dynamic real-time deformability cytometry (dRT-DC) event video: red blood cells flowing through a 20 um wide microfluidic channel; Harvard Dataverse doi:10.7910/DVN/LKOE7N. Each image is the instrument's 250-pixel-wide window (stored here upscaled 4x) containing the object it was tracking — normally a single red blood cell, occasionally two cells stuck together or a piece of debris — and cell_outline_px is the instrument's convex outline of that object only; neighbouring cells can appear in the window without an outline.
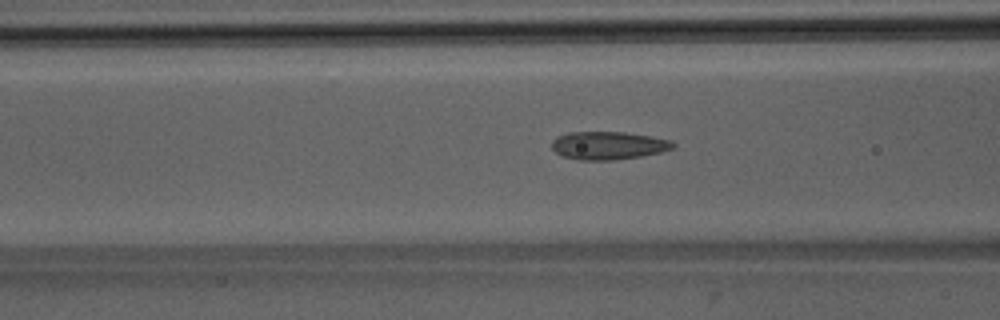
{"species": "Egyptian fruit bat (a non-hibernating species)", "species_latin": "Rousettus aegyptiacus", "temperature_condition": "room temperature", "stored_images_in_passage": 51, "camera_frame_rate_fps": 3000, "um_per_image_px": 0.085, "animal": {"sex": "male"}, "frame": {"image": 1, "passage_image": 20, "time_ms": 6.333, "image_size_px": [1000, 320], "cell_outline_px": [[676, 148], [660, 152], [640, 156], [612, 160], [580, 160], [564, 156], [556, 152], [552, 148], [552, 140], [556, 136], [568, 132], [624, 132], [652, 136], [672, 140], [676, 144]], "centroid_in_image_um": [51.73, 12.35], "position_along_channel_um": 114.9, "area_um2": 19.88}}
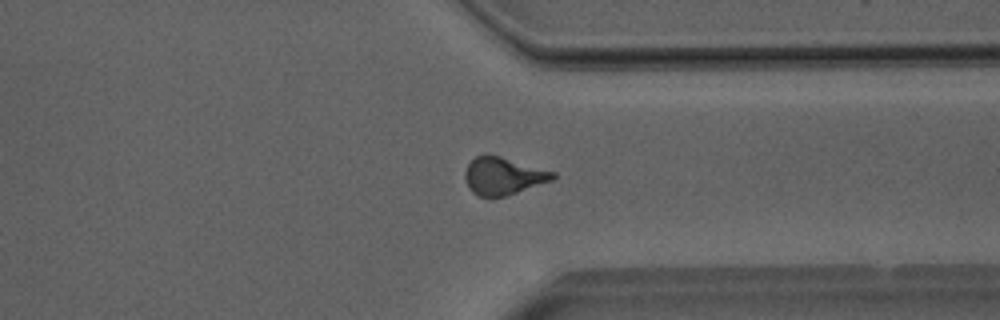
{"frame": {"image": 2, "passage_image": 39, "time_ms": 12.667, "image_size_px": [1000, 320], "cell_outline_px": [[556, 176], [552, 180], [504, 196], [476, 196], [468, 188], [464, 180], [464, 172], [468, 164], [476, 156], [484, 152], [500, 156], [556, 172]], "centroid_in_image_um": [42.72, 14.93], "position_along_channel_um": 368.7, "area_um2": 19.25}}
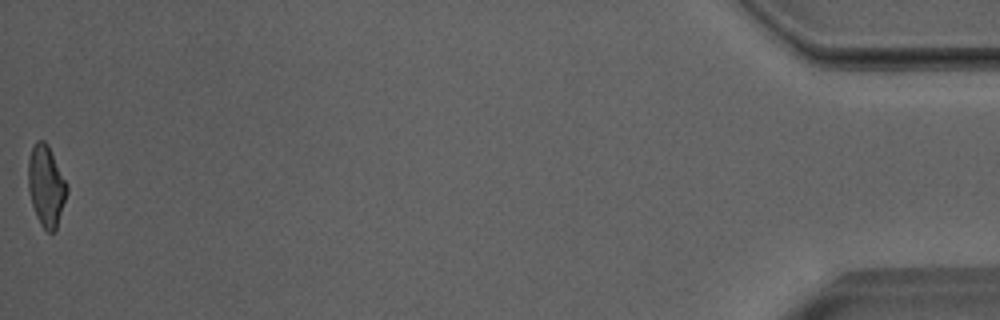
{"frame": {"image": 3, "passage_image": 51, "time_ms": 16.667, "image_size_px": [1000, 320], "cell_outline_px": [[68, 192], [56, 232], [48, 232], [40, 224], [36, 216], [32, 204], [28, 188], [28, 160], [32, 148], [36, 140], [44, 140], [48, 144], [68, 184]], "centroid_in_image_um": [3.94, 15.81], "position_along_channel_um": 431.3, "area_um2": 18.55}, "authors_computed_cell_mechanics": {"area_um2": 19.2474, "velocity_mm_per_s": 4.0171, "shape_relaxation_time_tau1_ms": 8.3316, "shape_relaxation_time_tau2_ms": 1.1896, "deformation_change_tau1": 0.1973, "deformation_change_tau2": 0.0743}}